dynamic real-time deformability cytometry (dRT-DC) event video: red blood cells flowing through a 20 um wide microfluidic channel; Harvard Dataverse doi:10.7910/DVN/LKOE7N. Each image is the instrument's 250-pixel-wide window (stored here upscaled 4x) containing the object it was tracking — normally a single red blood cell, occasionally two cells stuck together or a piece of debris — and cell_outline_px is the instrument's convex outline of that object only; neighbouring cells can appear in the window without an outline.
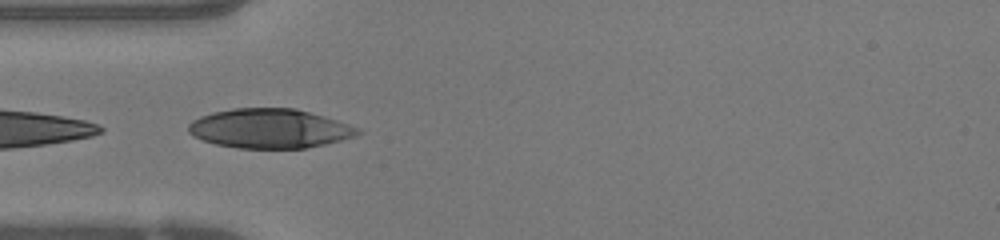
{"species": "human", "species_latin": "Homo sapiens", "temperature_condition": "warm", "stored_images_in_passage": 33, "camera_frame_rate_fps": 3000, "um_per_image_px": 0.085, "donor": {"sex": "female"}, "frame": {"image": 1, "passage_image": 13, "time_ms": 4.0, "image_size_px": [1000, 240], "cell_outline_px": [[364, 132], [356, 136], [324, 144], [304, 148], [240, 148], [216, 144], [192, 136], [188, 132], [188, 124], [192, 120], [200, 116], [212, 112], [232, 108], [296, 108], [324, 116], [360, 128]], "centroid_in_image_um": [22.92, 10.91], "position_along_channel_um": 62.1, "area_um2": 38.9}}